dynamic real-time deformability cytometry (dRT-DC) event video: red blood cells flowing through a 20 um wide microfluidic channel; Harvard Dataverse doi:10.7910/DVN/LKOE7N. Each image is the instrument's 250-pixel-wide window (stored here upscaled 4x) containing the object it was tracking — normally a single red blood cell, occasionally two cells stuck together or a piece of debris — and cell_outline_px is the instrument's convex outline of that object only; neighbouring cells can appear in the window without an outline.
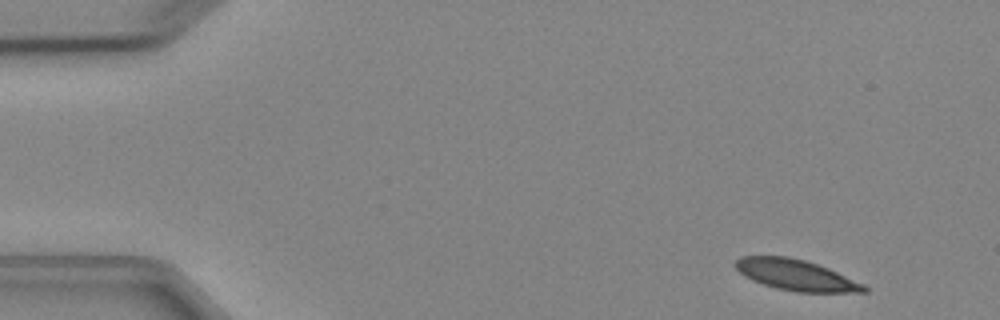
{"species": "Egyptian fruit bat (a non-hibernating species)", "species_latin": "Rousettus aegyptiacus", "temperature_condition": "cold", "stored_images_in_passage": 4, "camera_frame_rate_fps": 3000, "um_per_image_px": 0.085, "animal": {"sex": "female"}, "frame": {"image": 1, "passage_image": 1, "time_ms": 0.0, "image_size_px": [1000, 320], "cell_outline_px": [[868, 292], [796, 292], [776, 288], [752, 280], [744, 276], [732, 264], [740, 256], [788, 256], [804, 260], [828, 268], [864, 284], [868, 288]], "centroid_in_image_um": [67.63, 23.37], "position_along_channel_um": 17.4, "area_um2": 23.06}}
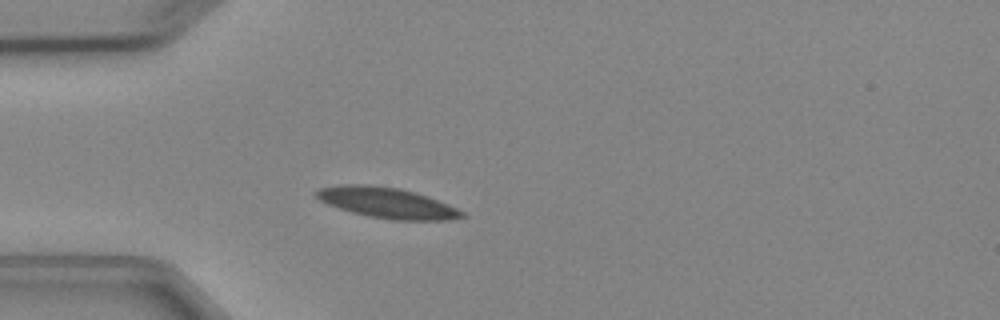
{"frame": {"image": 2, "passage_image": 4, "time_ms": 3.333, "image_size_px": [1000, 320], "cell_outline_px": [[468, 216], [448, 220], [392, 220], [368, 216], [352, 212], [328, 204], [320, 200], [312, 192], [320, 188], [340, 184], [368, 184], [400, 188], [416, 192], [428, 196], [448, 204], [464, 212]], "centroid_in_image_um": [32.9, 17.23], "position_along_channel_um": 52.1, "area_um2": 26.13}}